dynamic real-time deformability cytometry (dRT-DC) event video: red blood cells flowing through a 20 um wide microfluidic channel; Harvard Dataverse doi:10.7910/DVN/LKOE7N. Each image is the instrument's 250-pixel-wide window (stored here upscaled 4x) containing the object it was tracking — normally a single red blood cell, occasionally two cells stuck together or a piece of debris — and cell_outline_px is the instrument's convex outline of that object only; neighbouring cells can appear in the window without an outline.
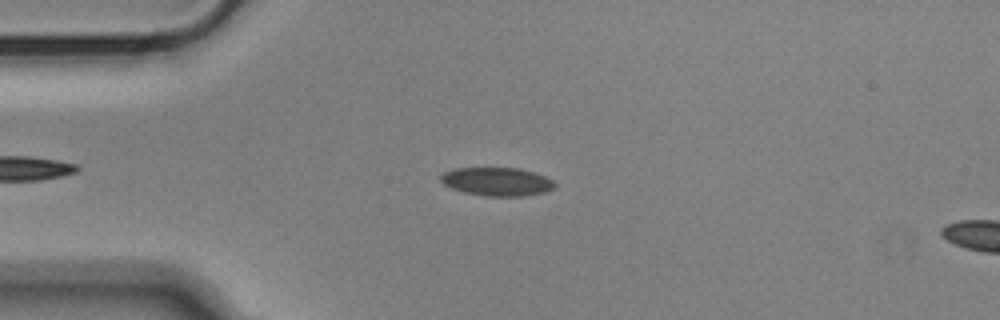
{"species": "Egyptian fruit bat (a non-hibernating species)", "species_latin": "Rousettus aegyptiacus", "temperature_condition": "cold", "stored_images_in_passage": 54, "camera_frame_rate_fps": 3000, "um_per_image_px": 0.085, "animal": {"sex": "male"}, "frame": {"image": 1, "passage_image": 13, "time_ms": 4.0, "image_size_px": [1000, 320], "cell_outline_px": [[556, 184], [552, 188], [544, 192], [524, 196], [484, 196], [464, 192], [452, 188], [444, 184], [440, 180], [440, 176], [444, 172], [452, 168], [520, 168], [544, 176], [552, 180]], "centroid_in_image_um": [42.21, 15.43], "position_along_channel_um": 42.8, "area_um2": 18.79}}
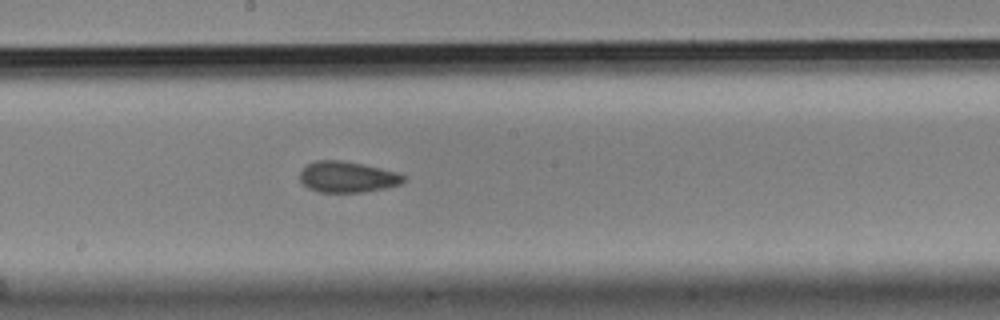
{"frame": {"image": 2, "passage_image": 29, "time_ms": 9.333, "image_size_px": [1000, 320], "cell_outline_px": [[408, 176], [400, 184], [384, 188], [364, 192], [320, 192], [308, 188], [300, 180], [300, 172], [308, 164], [316, 160], [344, 160], [380, 168], [396, 172]], "centroid_in_image_um": [29.53, 15.04], "position_along_channel_um": 218.7, "area_um2": 18.67}}
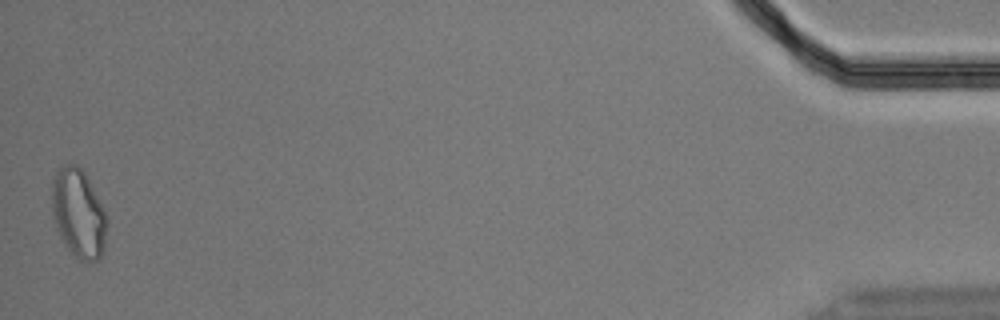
{"frame": {"image": 3, "passage_image": 54, "time_ms": 17.667, "image_size_px": [1000, 320], "cell_outline_px": [[108, 220], [104, 248], [100, 256], [96, 260], [80, 260], [72, 252], [64, 240], [52, 216], [52, 184], [56, 172], [64, 164], [76, 164], [84, 172]], "centroid_in_image_um": [6.67, 18.11], "position_along_channel_um": 428.5, "area_um2": 27.57}, "authors_computed_cell_mechanics": {"area_um2": 18.9006, "velocity_mm_per_s": 3.6424, "shape_relaxation_time_tau1_ms": 5.7262, "shape_relaxation_time_tau2_ms": 3.1905, "deformation_change_tau1": 0.104, "deformation_change_tau2": 0.0903}}